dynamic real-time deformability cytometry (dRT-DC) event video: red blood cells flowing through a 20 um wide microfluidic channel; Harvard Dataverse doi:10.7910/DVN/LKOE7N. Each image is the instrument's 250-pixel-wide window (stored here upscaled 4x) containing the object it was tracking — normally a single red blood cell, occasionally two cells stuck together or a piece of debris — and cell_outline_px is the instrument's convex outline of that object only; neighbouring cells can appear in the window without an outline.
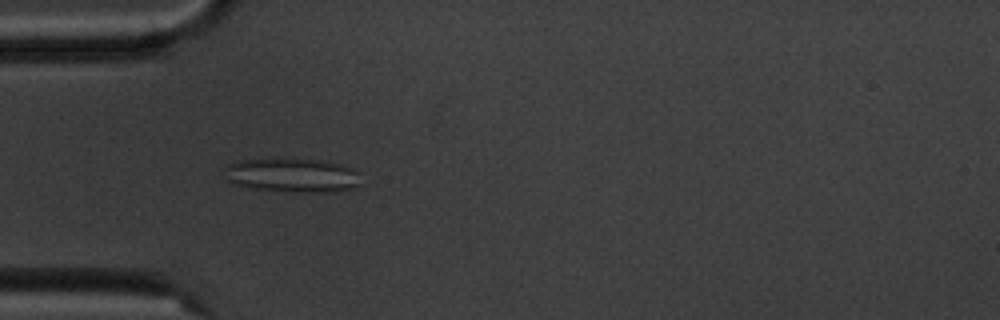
{"species": "common noctule bat (a hibernating species)", "species_latin": "Nyctalus noctula", "temperature_condition": "cold", "stored_images_in_passage": 5, "camera_frame_rate_fps": 3000, "um_per_image_px": 0.085, "animal": {"sex": "male", "body_mass_g": 20.1, "forearm_length_mm": 53.5}, "frame": {"image": 1, "passage_image": 4, "time_ms": 4.333, "image_size_px": [1000, 320], "cell_outline_px": [[360, 184], [356, 188], [336, 192], [296, 192], [252, 188], [236, 184], [228, 180], [228, 164], [240, 160], [276, 156], [324, 160], [340, 164], [352, 168], [360, 172]], "centroid_in_image_um": [24.94, 14.86], "position_along_channel_um": 60.1, "area_um2": 27.86}}
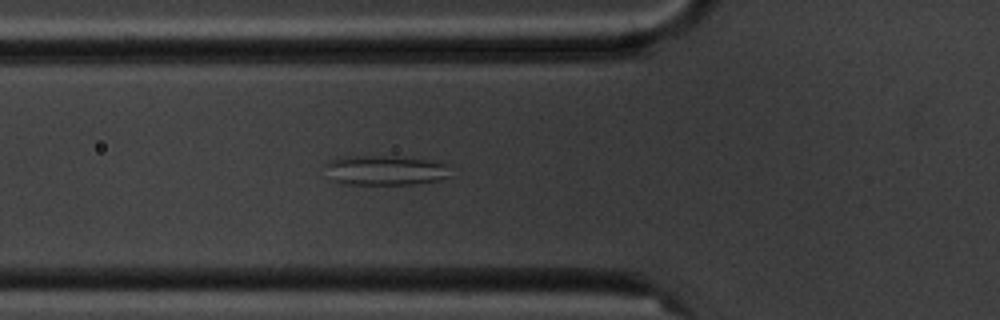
{"frame": {"image": 2, "passage_image": 5, "time_ms": 5.333, "image_size_px": [1000, 320], "cell_outline_px": [[452, 164], [448, 176], [440, 180], [412, 184], [340, 184], [328, 180], [324, 164], [328, 160], [340, 156], [396, 156]], "centroid_in_image_um": [32.66, 14.47], "position_along_channel_um": 93.1, "area_um2": 22.25}}